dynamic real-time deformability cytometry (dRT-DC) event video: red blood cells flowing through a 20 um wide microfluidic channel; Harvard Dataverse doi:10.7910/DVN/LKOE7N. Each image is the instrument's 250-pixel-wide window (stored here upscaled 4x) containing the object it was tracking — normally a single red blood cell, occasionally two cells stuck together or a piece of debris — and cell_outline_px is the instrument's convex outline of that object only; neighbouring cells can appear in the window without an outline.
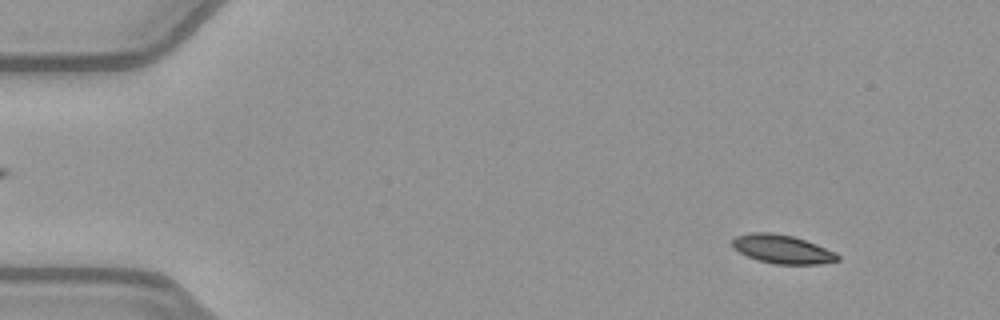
{"species": "common noctule bat (a hibernating species)", "species_latin": "Nyctalus noctula", "temperature_condition": "warm", "stored_images_in_passage": 50, "camera_frame_rate_fps": 3000, "um_per_image_px": 0.085, "animal": {"sex": "female", "body_mass_g": 21.9}, "frame": {"image": 1, "passage_image": 4, "time_ms": 1.0, "image_size_px": [1000, 320], "cell_outline_px": [[840, 260], [820, 264], [772, 264], [756, 260], [732, 248], [732, 240], [736, 236], [752, 232], [772, 232], [792, 236], [816, 244], [836, 252], [840, 256]], "centroid_in_image_um": [66.49, 21.18], "position_along_channel_um": 18.5, "area_um2": 17.69}}
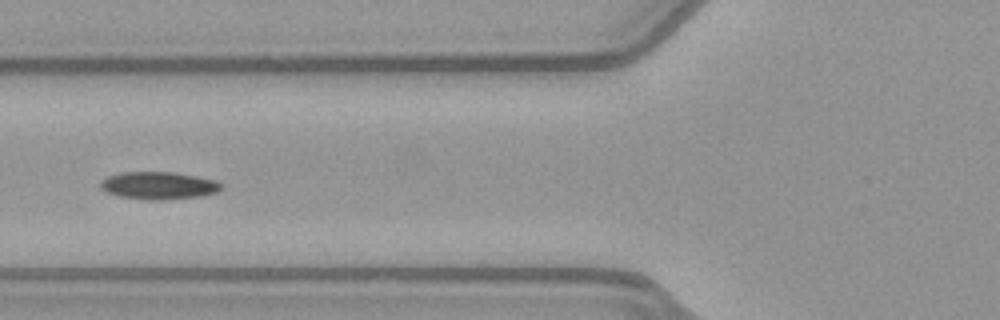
{"frame": {"image": 2, "passage_image": 19, "time_ms": 6.0, "image_size_px": [1000, 320], "cell_outline_px": [[220, 188], [216, 192], [200, 196], [164, 200], [148, 200], [120, 196], [108, 192], [100, 188], [100, 180], [108, 176], [124, 172], [172, 172], [196, 176], [216, 180], [220, 184]], "centroid_in_image_um": [13.45, 15.77], "position_along_channel_um": 112.3, "area_um2": 19.19}}
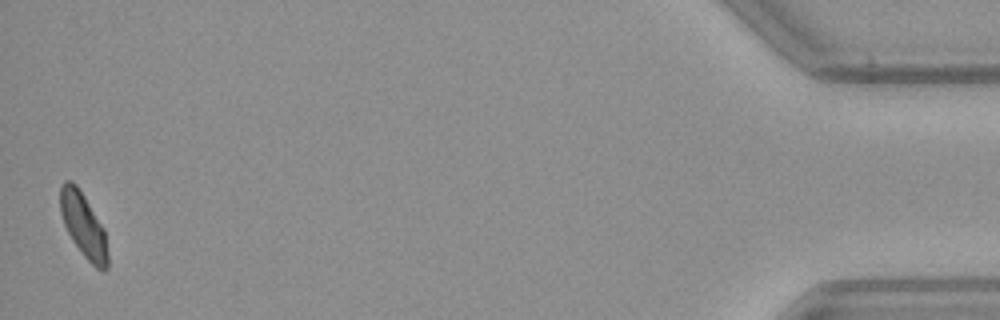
{"frame": {"image": 3, "passage_image": 50, "time_ms": 16.333, "image_size_px": [1000, 320], "cell_outline_px": [[108, 268], [104, 272], [96, 268], [84, 256], [72, 240], [64, 224], [60, 212], [60, 184], [64, 180], [72, 180], [76, 184], [84, 196], [104, 228], [108, 256]], "centroid_in_image_um": [7.09, 19.14], "position_along_channel_um": 428.1, "area_um2": 17.8}, "authors_computed_cell_mechanics": {"area_um2": 18.4382, "velocity_mm_per_s": 3.9746, "shape_relaxation_time_tau1_ms": 2.7005, "shape_relaxation_time_tau2_ms": null, "deformation_change_tau1": 0.1061, "deformation_change_tau2": null}}